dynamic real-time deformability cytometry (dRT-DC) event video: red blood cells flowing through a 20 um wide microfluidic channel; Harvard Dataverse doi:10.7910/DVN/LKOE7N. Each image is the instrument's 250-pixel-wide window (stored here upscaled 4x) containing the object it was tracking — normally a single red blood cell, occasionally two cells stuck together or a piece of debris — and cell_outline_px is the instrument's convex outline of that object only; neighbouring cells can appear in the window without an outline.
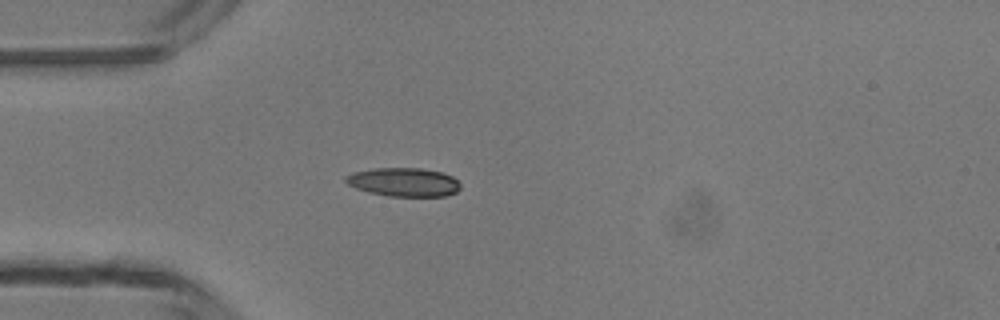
{"species": "common noctule bat (a hibernating species)", "species_latin": "Nyctalus noctula", "temperature_condition": "room temperature", "stored_images_in_passage": 3, "camera_frame_rate_fps": 3000, "um_per_image_px": 0.085, "animal": {"sex": "male", "body_mass_g": 13.3}, "frame": {"image": 1, "passage_image": 3, "time_ms": 3.0, "image_size_px": [1000, 320], "cell_outline_px": [[460, 188], [456, 192], [444, 196], [388, 196], [368, 192], [356, 188], [348, 184], [344, 180], [344, 176], [352, 172], [372, 168], [420, 168], [440, 172], [452, 176], [460, 184]], "centroid_in_image_um": [34.28, 15.47], "position_along_channel_um": 50.7, "area_um2": 19.19}}